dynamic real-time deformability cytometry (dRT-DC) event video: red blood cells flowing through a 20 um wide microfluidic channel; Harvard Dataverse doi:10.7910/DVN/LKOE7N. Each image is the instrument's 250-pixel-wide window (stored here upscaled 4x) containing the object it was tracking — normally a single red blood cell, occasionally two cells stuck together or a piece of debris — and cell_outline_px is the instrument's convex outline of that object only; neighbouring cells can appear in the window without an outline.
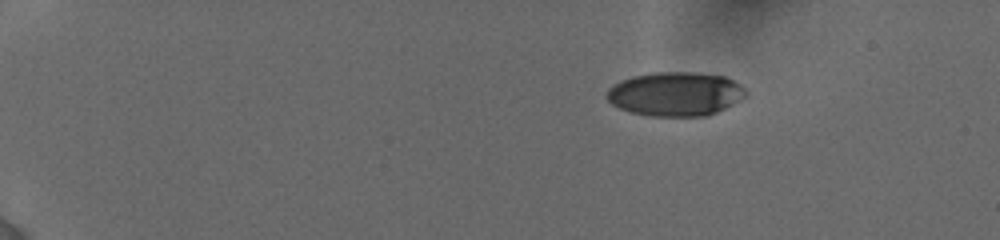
{"species": "human", "species_latin": "Homo sapiens", "temperature_condition": "cold", "stored_images_in_passage": 13, "camera_frame_rate_fps": 3000, "um_per_image_px": 0.085, "donor": {"sex": "female"}, "frame": {"image": 1, "passage_image": 1, "time_ms": 0.0, "image_size_px": [1000, 240], "cell_outline_px": [[748, 96], [716, 112], [704, 116], [648, 116], [632, 112], [620, 108], [612, 104], [604, 96], [608, 88], [612, 84], [620, 80], [632, 76], [656, 72], [696, 72], [724, 76], [740, 84], [748, 92]], "centroid_in_image_um": [57.39, 7.98], "position_along_channel_um": 27.6, "area_um2": 35.89}}
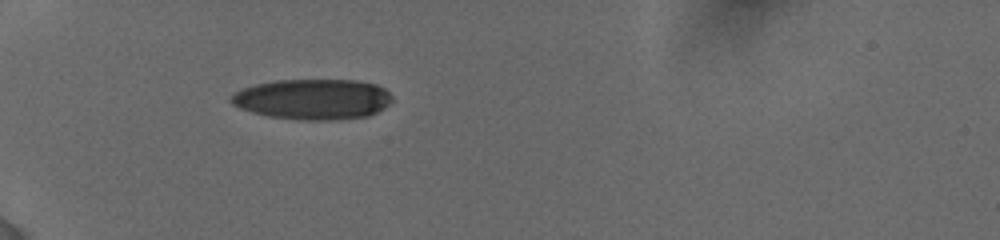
{"frame": {"image": 2, "passage_image": 12, "time_ms": 3.333, "image_size_px": [1000, 240], "cell_outline_px": [[392, 100], [384, 108], [368, 116], [340, 120], [296, 120], [268, 116], [252, 112], [240, 108], [232, 104], [228, 100], [236, 92], [244, 88], [256, 84], [276, 80], [356, 80], [376, 84], [384, 88], [392, 96]], "centroid_in_image_um": [26.6, 8.44], "position_along_channel_um": 58.4, "area_um2": 38.21}}